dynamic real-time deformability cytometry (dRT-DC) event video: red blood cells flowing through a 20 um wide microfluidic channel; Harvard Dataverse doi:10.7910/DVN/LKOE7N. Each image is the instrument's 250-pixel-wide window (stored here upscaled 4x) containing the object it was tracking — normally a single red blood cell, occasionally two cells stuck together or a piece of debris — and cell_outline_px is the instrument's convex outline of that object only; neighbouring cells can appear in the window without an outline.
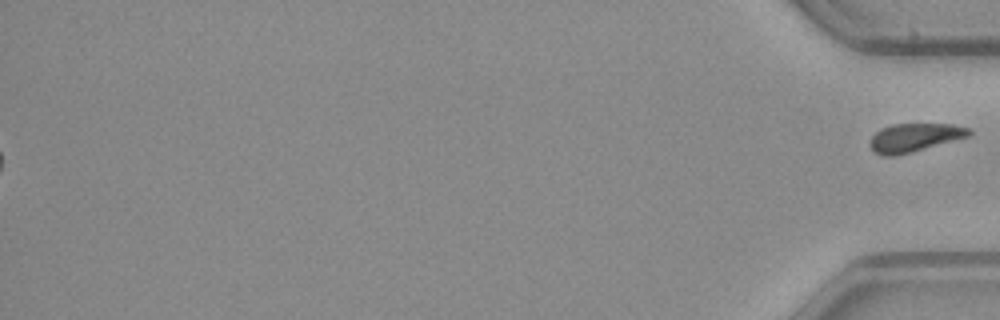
{"species": "common noctule bat (a hibernating species)", "species_latin": "Nyctalus noctula", "temperature_condition": "warm", "stored_images_in_passage": 50, "segment_of_instrument_passage": [2, 2], "camera_frame_rate_fps": 3000, "um_per_image_px": 0.085, "animal": {"sex": "male", "body_mass_g": 23.1, "forearm_length_mm": 52.7}, "frame": {"image": 1, "passage_image": 50, "time_ms": 16.333, "image_size_px": [1000, 320], "cell_outline_px": [[972, 132], [968, 136], [908, 152], [892, 156], [884, 156], [876, 152], [868, 144], [872, 136], [880, 128], [892, 124], [952, 124], [972, 128]], "centroid_in_image_um": [77.71, 11.66], "position_along_channel_um": 357.5, "area_um2": 16.01}}